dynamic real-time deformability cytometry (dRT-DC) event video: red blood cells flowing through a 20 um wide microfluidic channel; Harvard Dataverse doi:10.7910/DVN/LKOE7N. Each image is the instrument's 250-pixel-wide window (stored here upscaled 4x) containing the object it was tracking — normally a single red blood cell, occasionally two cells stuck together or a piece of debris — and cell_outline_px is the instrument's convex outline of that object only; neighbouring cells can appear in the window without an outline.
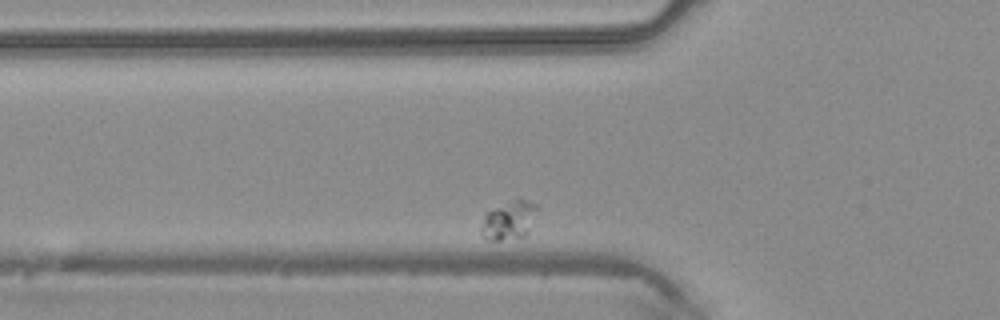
{"species": "common noctule bat (a hibernating species)", "species_latin": "Nyctalus noctula", "temperature_condition": "warm", "stored_images_in_passage": 26, "camera_frame_rate_fps": 3000, "um_per_image_px": 0.085, "animal": {"sex": "male", "body_mass_g": 20.4}, "frame": {"image": 1, "passage_image": 2, "time_ms": 0.333, "image_size_px": [1000, 320], "cell_outline_px": [[540, 208], [524, 236], [500, 240], [488, 240], [480, 232], [480, 228], [484, 216], [488, 212], [512, 200], [528, 200], [536, 204]], "centroid_in_image_um": [43.27, 18.72], "position_along_channel_um": 82.5, "area_um2": 12.31}}
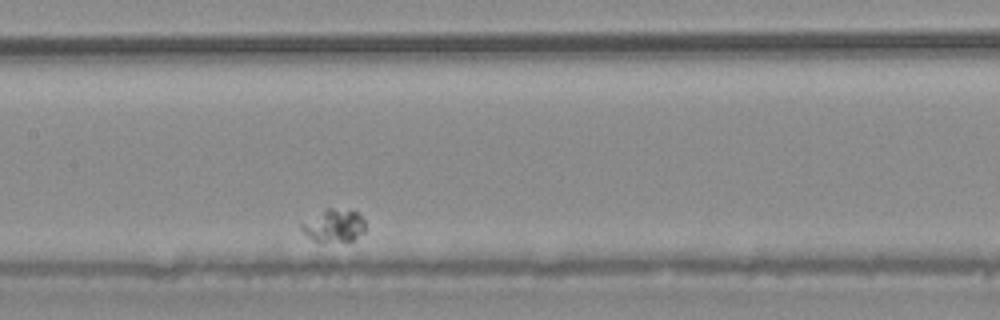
{"frame": {"image": 2, "passage_image": 10, "time_ms": 3.0, "image_size_px": [1000, 320], "cell_outline_px": [[364, 232], [352, 240], [312, 240], [300, 228], [300, 224], [324, 208], [332, 208], [356, 212], [364, 220]], "centroid_in_image_um": [28.36, 19.14], "position_along_channel_um": 179.0, "area_um2": 11.73}}
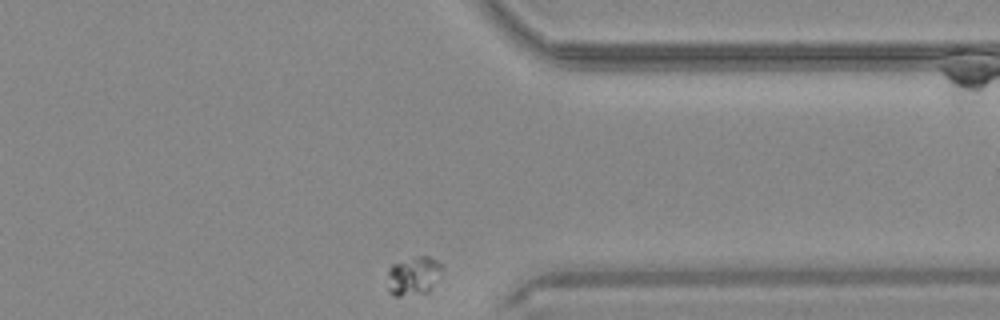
{"frame": {"image": 3, "passage_image": 26, "time_ms": 8.333, "image_size_px": [1000, 320], "cell_outline_px": [[444, 268], [428, 292], [400, 296], [392, 296], [388, 292], [388, 268], [392, 264], [420, 256], [428, 256], [436, 260]], "centroid_in_image_um": [35.12, 23.46], "position_along_channel_um": 376.3, "area_um2": 12.2}}